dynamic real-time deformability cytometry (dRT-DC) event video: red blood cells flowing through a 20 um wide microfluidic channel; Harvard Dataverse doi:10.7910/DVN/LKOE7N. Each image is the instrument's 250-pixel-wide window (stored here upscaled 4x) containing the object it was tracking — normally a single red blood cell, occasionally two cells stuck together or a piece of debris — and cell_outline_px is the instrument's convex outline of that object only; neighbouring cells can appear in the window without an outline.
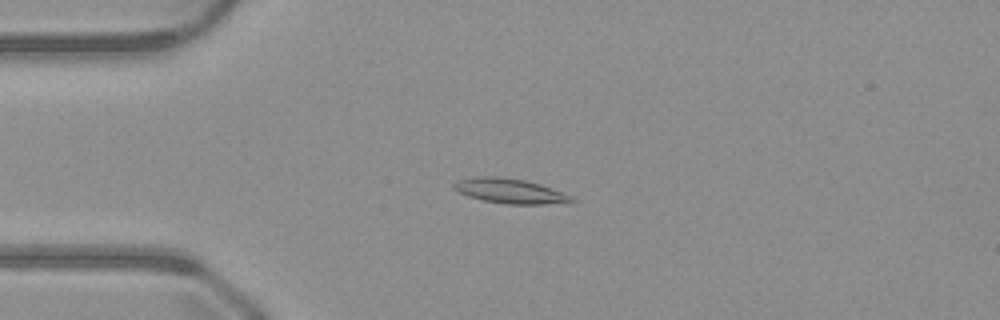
{"species": "common noctule bat (a hibernating species)", "species_latin": "Nyctalus noctula", "temperature_condition": "warm", "stored_images_in_passage": 47, "camera_frame_rate_fps": 3000, "um_per_image_px": 0.085, "animal": {"sex": "male", "body_mass_g": 23.1, "forearm_length_mm": 52.7}, "frame": {"image": 1, "passage_image": 9, "time_ms": 2.667, "image_size_px": [1000, 320], "cell_outline_px": [[576, 200], [568, 204], [504, 204], [484, 200], [468, 196], [452, 188], [452, 184], [456, 180], [476, 176], [500, 176], [524, 180], [540, 184], [572, 196]], "centroid_in_image_um": [43.36, 16.23], "position_along_channel_um": 41.6, "area_um2": 17.22}}
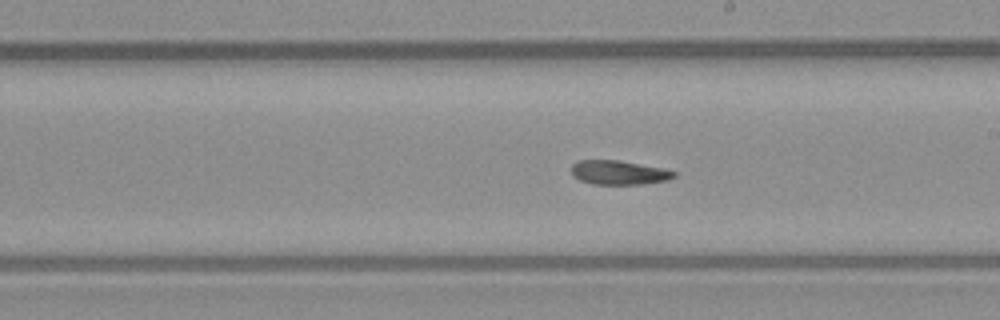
{"frame": {"image": 2, "passage_image": 25, "time_ms": 8.0, "image_size_px": [1000, 320], "cell_outline_px": [[676, 176], [668, 180], [644, 184], [592, 184], [580, 180], [572, 176], [572, 164], [580, 160], [620, 160], [664, 168], [676, 172]], "centroid_in_image_um": [52.62, 14.66], "position_along_channel_um": 236.4, "area_um2": 14.57}}
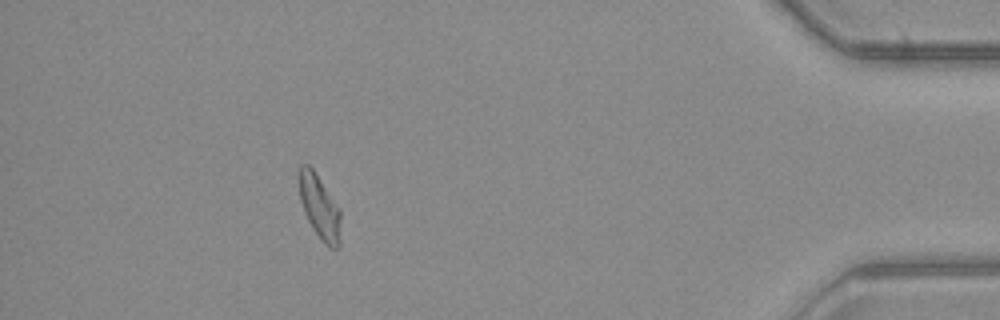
{"frame": {"image": 3, "passage_image": 42, "time_ms": 13.667, "image_size_px": [1000, 320], "cell_outline_px": [[340, 248], [328, 248], [324, 244], [312, 228], [304, 212], [300, 200], [300, 164], [308, 164], [312, 168], [340, 208]], "centroid_in_image_um": [27.19, 17.65], "position_along_channel_um": 408.0, "area_um2": 15.43}}